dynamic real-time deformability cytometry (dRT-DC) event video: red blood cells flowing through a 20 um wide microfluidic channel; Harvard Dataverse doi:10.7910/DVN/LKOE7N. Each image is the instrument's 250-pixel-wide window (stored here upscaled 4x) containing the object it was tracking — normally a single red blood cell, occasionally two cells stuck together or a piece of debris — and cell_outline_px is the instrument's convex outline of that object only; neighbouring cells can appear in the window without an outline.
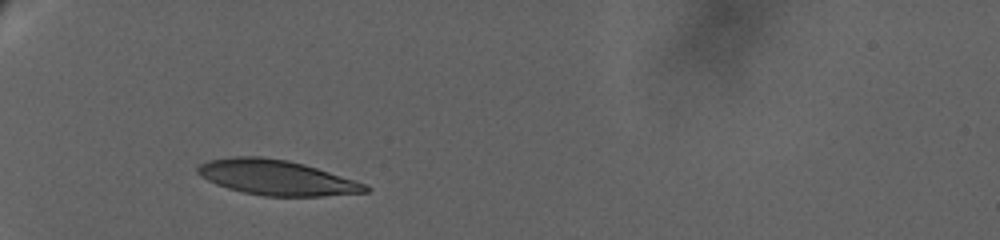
{"species": "human", "species_latin": "Homo sapiens", "temperature_condition": "warm", "stored_images_in_passage": 23, "camera_frame_rate_fps": 3000, "um_per_image_px": 0.085, "donor": {"sex": "female"}, "frame": {"image": 1, "passage_image": 1, "time_ms": 0.0, "image_size_px": [1000, 240], "cell_outline_px": [[372, 188], [368, 192], [324, 196], [264, 196], [244, 192], [228, 188], [216, 184], [200, 176], [196, 172], [196, 168], [200, 164], [208, 160], [232, 156], [260, 156], [288, 160], [304, 164], [364, 184]], "centroid_in_image_um": [23.46, 15.09], "position_along_channel_um": 61.5, "area_um2": 34.1}}
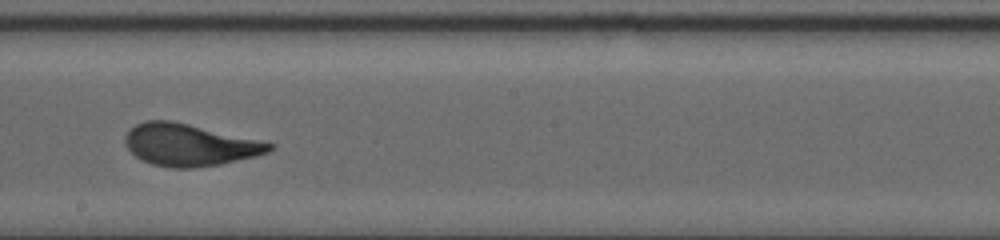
{"frame": {"image": 2, "passage_image": 12, "time_ms": 7.0, "image_size_px": [1000, 240], "cell_outline_px": [[276, 144], [268, 152], [256, 156], [220, 164], [192, 168], [172, 168], [152, 164], [136, 156], [124, 144], [124, 136], [136, 124], [144, 120], [172, 120]], "centroid_in_image_um": [16.09, 12.31], "position_along_channel_um": 232.1, "area_um2": 35.08}}
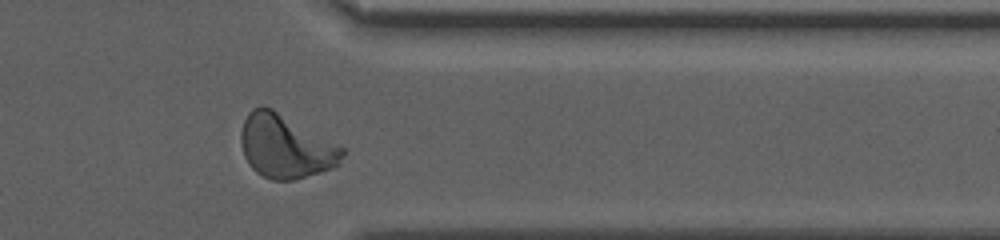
{"frame": {"image": 3, "passage_image": 20, "time_ms": 12.667, "image_size_px": [1000, 240], "cell_outline_px": [[344, 156], [340, 164], [320, 172], [296, 180], [272, 180], [256, 172], [248, 164], [244, 156], [240, 140], [240, 132], [244, 120], [248, 112], [252, 108], [260, 104], [272, 108], [344, 148]], "centroid_in_image_um": [24.24, 12.44], "position_along_channel_um": 387.2, "area_um2": 37.51}, "authors_computed_cell_mechanics": {"area_um2": 34.969, "velocity_mm_per_s": 2.7677, "shape_relaxation_time_tau1_ms": 4.837, "shape_relaxation_time_tau2_ms": null, "deformation_change_tau1": 0.1876, "deformation_change_tau2": null}}